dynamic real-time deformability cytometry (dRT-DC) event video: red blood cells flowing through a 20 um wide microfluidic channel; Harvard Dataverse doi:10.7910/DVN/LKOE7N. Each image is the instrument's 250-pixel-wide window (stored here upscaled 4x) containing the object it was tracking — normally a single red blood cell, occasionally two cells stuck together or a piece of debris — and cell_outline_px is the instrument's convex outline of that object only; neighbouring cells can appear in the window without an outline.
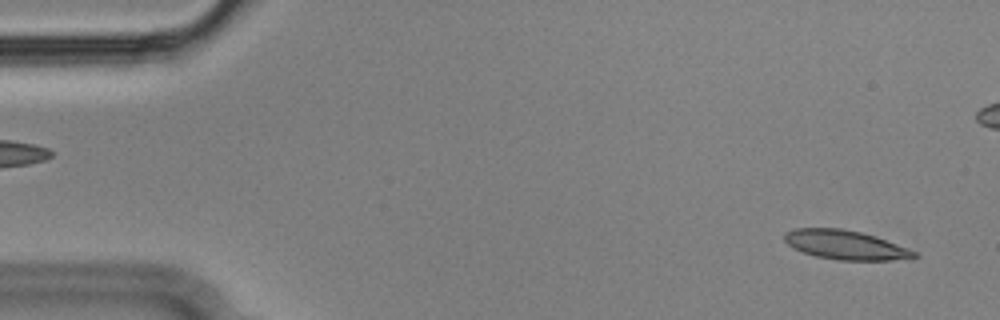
{"species": "Egyptian fruit bat (a non-hibernating species)", "species_latin": "Rousettus aegyptiacus", "temperature_condition": "cold", "stored_images_in_passage": 55, "camera_frame_rate_fps": 3000, "um_per_image_px": 0.085, "animal": {"sex": "male"}, "frame": {"image": 1, "passage_image": 2, "time_ms": 0.333, "image_size_px": [1000, 320], "cell_outline_px": [[916, 256], [892, 260], [836, 260], [816, 256], [792, 248], [784, 240], [784, 232], [796, 228], [840, 228], [860, 232], [876, 236], [908, 248], [916, 252]], "centroid_in_image_um": [71.81, 20.81], "position_along_channel_um": 13.2, "area_um2": 21.91}}
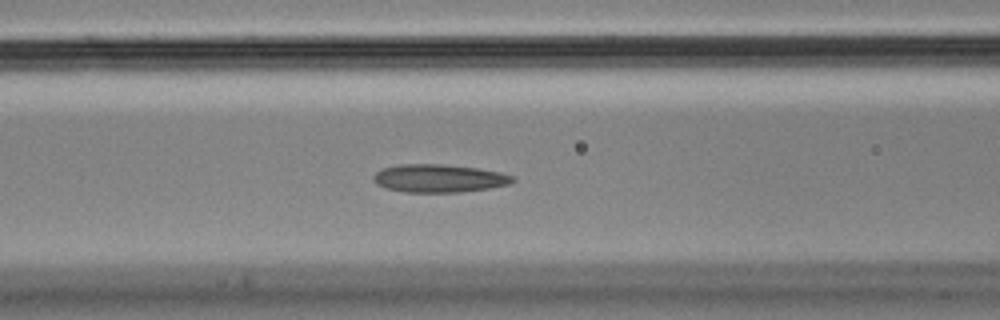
{"frame": {"image": 2, "passage_image": 21, "time_ms": 6.667, "image_size_px": [1000, 320], "cell_outline_px": [[516, 180], [508, 184], [488, 188], [460, 192], [404, 192], [388, 188], [376, 184], [372, 180], [372, 176], [376, 172], [384, 168], [400, 164], [444, 164], [476, 168], [500, 172], [516, 176]], "centroid_in_image_um": [37.32, 15.15], "position_along_channel_um": 129.3, "area_um2": 22.72}}
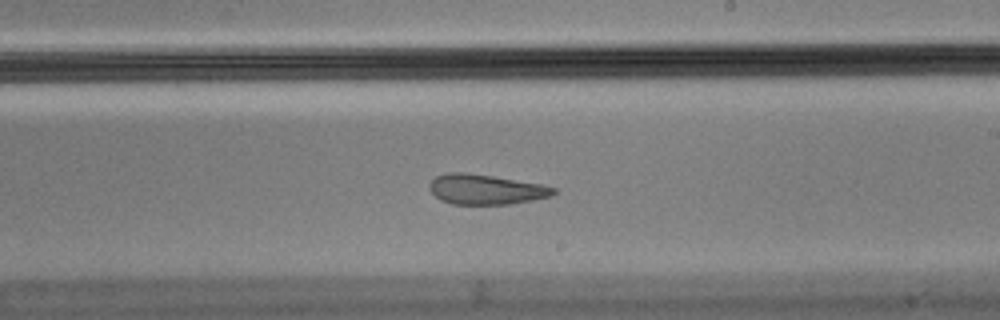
{"frame": {"image": 3, "passage_image": 31, "time_ms": 10.0, "image_size_px": [1000, 320], "cell_outline_px": [[556, 192], [552, 196], [512, 204], [452, 204], [440, 200], [428, 188], [428, 184], [436, 176], [448, 172], [464, 172], [492, 176], [540, 184], [556, 188]], "centroid_in_image_um": [41.27, 16.1], "position_along_channel_um": 247.7, "area_um2": 21.68}, "authors_computed_cell_mechanics": {"area_um2": 22.8888, "velocity_mm_per_s": 3.559, "shape_relaxation_time_tau1_ms": null, "shape_relaxation_time_tau2_ms": 2.0817, "deformation_change_tau1": null, "deformation_change_tau2": 0.0946}}